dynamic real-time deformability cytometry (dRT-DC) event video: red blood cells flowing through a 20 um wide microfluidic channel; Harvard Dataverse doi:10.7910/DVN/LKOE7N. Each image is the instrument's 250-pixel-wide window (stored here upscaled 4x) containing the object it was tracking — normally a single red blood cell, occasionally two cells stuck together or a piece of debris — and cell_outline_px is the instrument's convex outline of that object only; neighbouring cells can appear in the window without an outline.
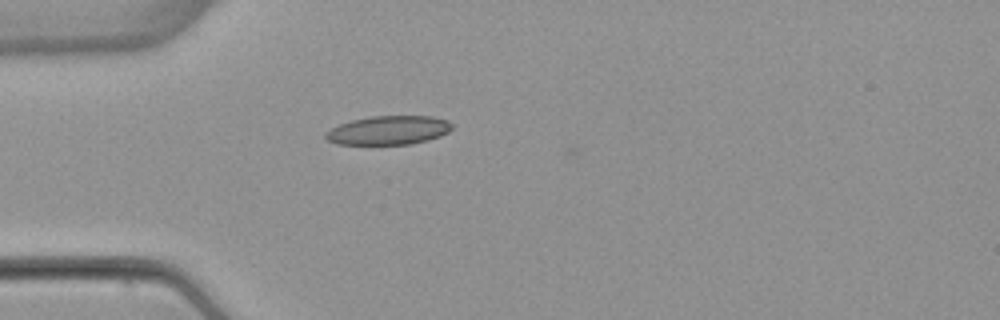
{"species": "common noctule bat (a hibernating species)", "species_latin": "Nyctalus noctula", "temperature_condition": "warm", "stored_images_in_passage": 4, "camera_frame_rate_fps": 3000, "um_per_image_px": 0.085, "animal": {"sex": "female", "body_mass_g": 22.7, "forearm_length_mm": 54.2}, "frame": {"image": 1, "passage_image": 1, "time_ms": 0.0, "image_size_px": [1000, 320], "cell_outline_px": [[452, 128], [448, 132], [440, 136], [428, 140], [412, 144], [336, 144], [328, 140], [324, 136], [324, 132], [340, 124], [352, 120], [372, 116], [432, 116], [448, 120], [452, 124]], "centroid_in_image_um": [33.03, 11.07], "position_along_channel_um": 52.0, "area_um2": 21.27}}